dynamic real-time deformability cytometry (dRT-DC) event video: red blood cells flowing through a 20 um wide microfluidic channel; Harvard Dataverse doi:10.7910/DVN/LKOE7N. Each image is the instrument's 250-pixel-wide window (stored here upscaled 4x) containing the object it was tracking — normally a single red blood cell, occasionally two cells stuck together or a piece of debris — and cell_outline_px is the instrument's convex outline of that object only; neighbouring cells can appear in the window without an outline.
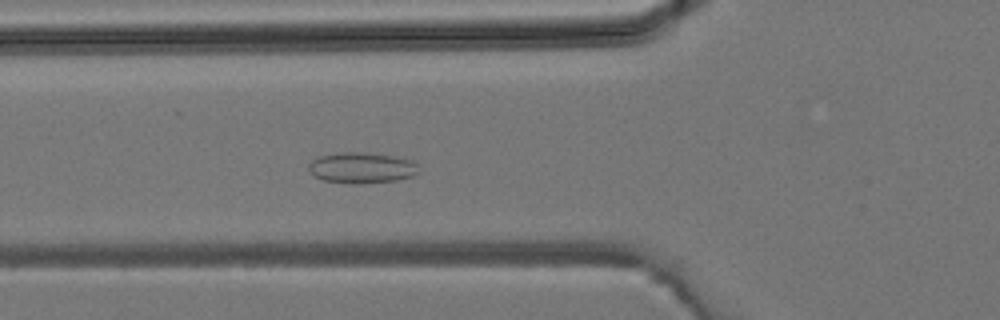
{"species": "common noctule bat (a hibernating species)", "species_latin": "Nyctalus noctula", "temperature_condition": "room temperature", "stored_images_in_passage": 42, "camera_frame_rate_fps": 3000, "um_per_image_px": 0.085, "animal": {"sex": "male", "body_mass_g": 19.2, "forearm_length_mm": 51.8}, "frame": {"image": 1, "passage_image": 14, "time_ms": 4.333, "image_size_px": [1000, 320], "cell_outline_px": [[420, 172], [412, 176], [396, 180], [356, 184], [352, 184], [324, 180], [308, 172], [308, 164], [312, 160], [320, 156], [344, 152], [364, 152], [392, 156], [412, 160], [416, 164]], "centroid_in_image_um": [30.74, 14.26], "position_along_channel_um": 95.1, "area_um2": 19.71}}
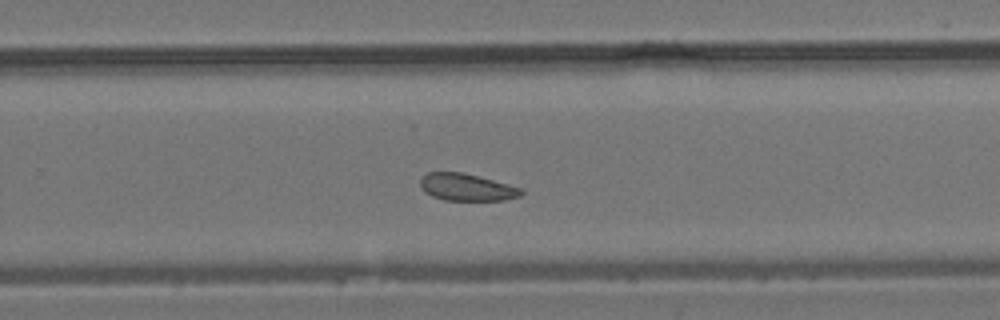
{"frame": {"image": 2, "passage_image": 26, "time_ms": 8.333, "image_size_px": [1000, 320], "cell_outline_px": [[524, 192], [520, 196], [504, 200], [444, 200], [432, 196], [424, 192], [420, 184], [420, 176], [428, 172], [464, 172], [524, 188]], "centroid_in_image_um": [39.67, 15.9], "position_along_channel_um": 290.1, "area_um2": 16.18}}
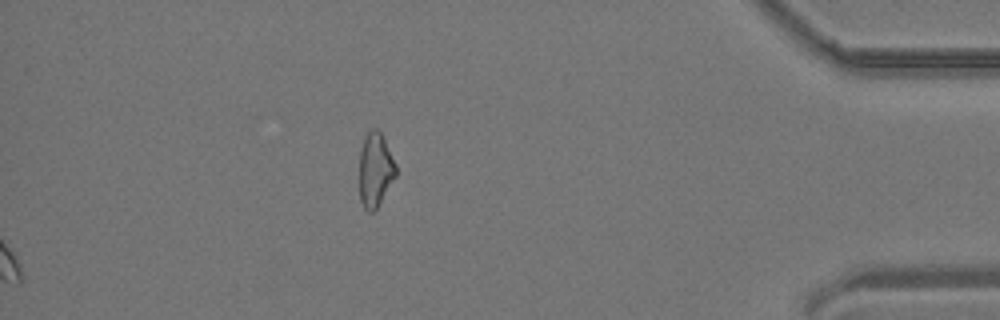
{"frame": {"image": 3, "passage_image": 42, "time_ms": 13.667, "image_size_px": [1000, 320], "cell_outline_px": [[396, 176], [376, 208], [372, 212], [368, 212], [364, 208], [360, 200], [360, 152], [364, 136], [372, 128], [376, 128], [380, 132], [396, 164]], "centroid_in_image_um": [31.89, 14.43], "position_along_channel_um": 403.3, "area_um2": 15.55}}